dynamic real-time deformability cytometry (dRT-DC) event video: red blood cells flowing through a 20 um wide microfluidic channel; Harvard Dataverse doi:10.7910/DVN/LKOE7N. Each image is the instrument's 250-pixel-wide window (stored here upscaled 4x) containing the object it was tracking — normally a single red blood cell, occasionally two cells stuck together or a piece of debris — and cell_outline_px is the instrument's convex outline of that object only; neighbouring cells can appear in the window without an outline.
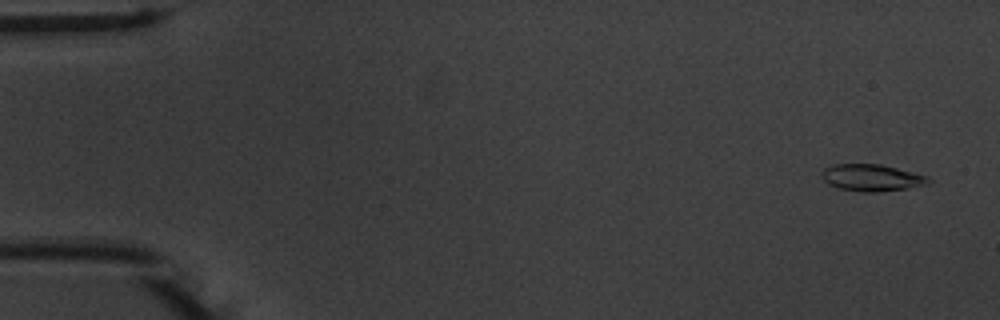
{"species": "common noctule bat (a hibernating species)", "species_latin": "Nyctalus noctula", "temperature_condition": "warm", "stored_images_in_passage": 14, "camera_frame_rate_fps": 3000, "um_per_image_px": 0.085, "animal": {"sex": "male", "body_mass_g": 20.1, "forearm_length_mm": 53.5}, "frame": {"image": 1, "passage_image": 3, "time_ms": 0.667, "image_size_px": [1000, 320], "cell_outline_px": [[932, 180], [928, 184], [904, 188], [876, 192], [860, 192], [836, 188], [828, 184], [820, 176], [820, 172], [824, 168], [832, 164], [880, 164], [928, 176]], "centroid_in_image_um": [74.03, 15.1], "position_along_channel_um": 11.0, "area_um2": 16.76}}